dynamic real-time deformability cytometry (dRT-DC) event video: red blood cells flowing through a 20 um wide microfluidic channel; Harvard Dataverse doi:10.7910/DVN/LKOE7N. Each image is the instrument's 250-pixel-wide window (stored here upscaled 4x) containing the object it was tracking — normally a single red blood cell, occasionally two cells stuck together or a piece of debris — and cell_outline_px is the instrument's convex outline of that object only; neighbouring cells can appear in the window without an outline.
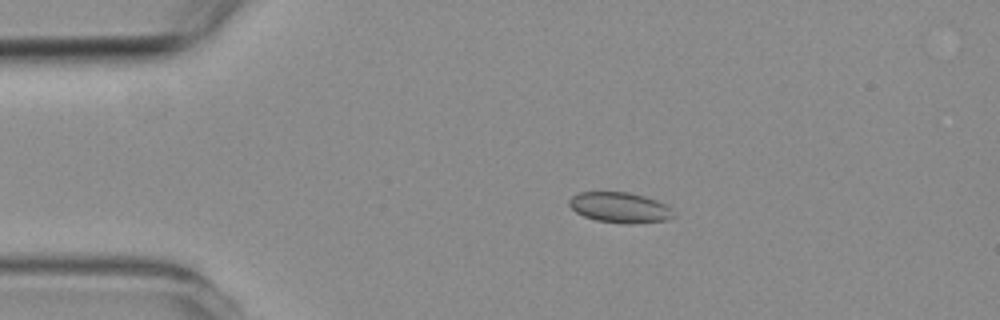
{"species": "common noctule bat (a hibernating species)", "species_latin": "Nyctalus noctula", "temperature_condition": "room temperature", "stored_images_in_passage": 3, "camera_frame_rate_fps": 3000, "um_per_image_px": 0.085, "animal": {"sex": "female", "body_mass_g": 19.3, "forearm_length_mm": 54.1}, "frame": {"image": 1, "passage_image": 2, "time_ms": 1.0, "image_size_px": [1000, 320], "cell_outline_px": [[676, 216], [668, 220], [632, 224], [624, 224], [596, 220], [584, 216], [576, 212], [568, 204], [568, 200], [572, 196], [580, 192], [628, 192], [644, 196], [668, 204], [672, 208]], "centroid_in_image_um": [52.74, 17.64], "position_along_channel_um": 32.3, "area_um2": 18.79}}